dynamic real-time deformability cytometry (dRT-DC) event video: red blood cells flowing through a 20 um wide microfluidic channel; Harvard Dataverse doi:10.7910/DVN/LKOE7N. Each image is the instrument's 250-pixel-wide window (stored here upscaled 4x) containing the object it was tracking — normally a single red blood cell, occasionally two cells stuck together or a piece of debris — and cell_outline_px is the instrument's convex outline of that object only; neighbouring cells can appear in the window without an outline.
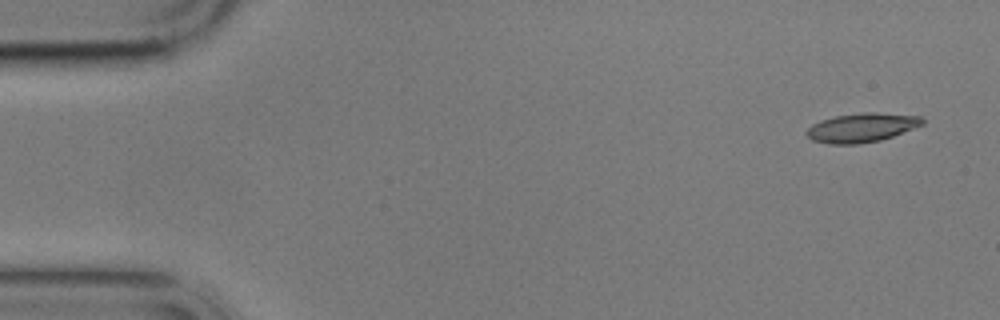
{"species": "common noctule bat (a hibernating species)", "species_latin": "Nyctalus noctula", "temperature_condition": "cold", "stored_images_in_passage": 6, "camera_frame_rate_fps": 3000, "um_per_image_px": 0.085, "animal": {"sex": "male", "body_mass_g": 17.9}, "frame": {"image": 1, "passage_image": 1, "time_ms": 0.0, "image_size_px": [1000, 320], "cell_outline_px": [[924, 124], [892, 136], [880, 140], [860, 144], [828, 144], [812, 140], [804, 132], [812, 124], [820, 120], [836, 116], [864, 112], [876, 112], [920, 116], [924, 120]], "centroid_in_image_um": [73.22, 10.85], "position_along_channel_um": 11.8, "area_um2": 19.59}}
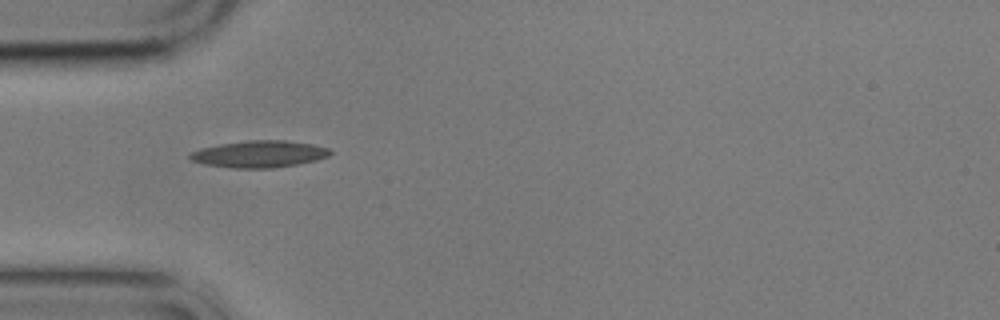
{"frame": {"image": 2, "passage_image": 5, "time_ms": 4.667, "image_size_px": [1000, 320], "cell_outline_px": [[332, 152], [328, 156], [316, 160], [296, 164], [272, 168], [232, 168], [204, 164], [192, 160], [188, 156], [192, 152], [200, 148], [220, 144], [248, 140], [284, 140], [312, 144], [328, 148]], "centroid_in_image_um": [22.03, 13.09], "position_along_channel_um": 63.0, "area_um2": 21.79}}
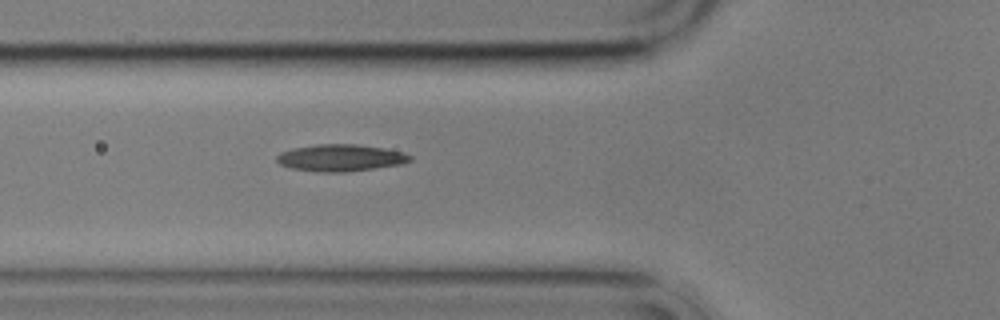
{"frame": {"image": 3, "passage_image": 6, "time_ms": 5.667, "image_size_px": [1000, 320], "cell_outline_px": [[412, 160], [404, 164], [344, 172], [320, 172], [292, 168], [280, 164], [276, 160], [276, 156], [280, 152], [292, 148], [316, 144], [356, 144], [384, 148], [404, 152], [412, 156]], "centroid_in_image_um": [28.96, 13.41], "position_along_channel_um": 96.8, "area_um2": 20.98}}